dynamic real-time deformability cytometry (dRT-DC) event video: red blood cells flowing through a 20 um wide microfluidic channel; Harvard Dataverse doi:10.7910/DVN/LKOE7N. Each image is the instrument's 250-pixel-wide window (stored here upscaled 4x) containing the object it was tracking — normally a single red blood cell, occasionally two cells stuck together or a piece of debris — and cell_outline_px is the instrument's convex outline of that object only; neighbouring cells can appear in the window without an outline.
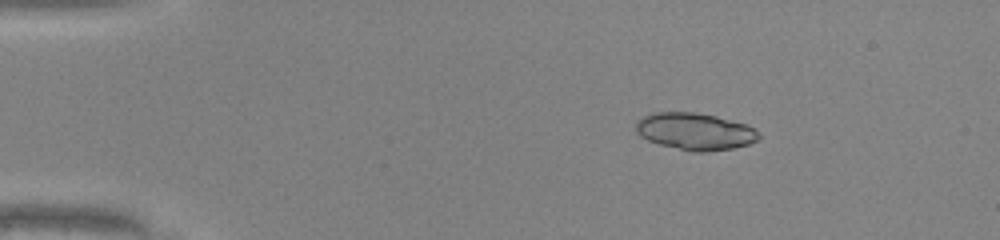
{"species": "common noctule bat (a hibernating species)", "species_latin": "Nyctalus noctula", "temperature_condition": "warm", "stored_images_in_passage": 45, "camera_frame_rate_fps": 3000, "um_per_image_px": 0.085, "animal": {"sex": "male", "body_mass_g": 20.0, "forearm_length_mm": 53.3}, "frame": {"image": 1, "passage_image": 4, "time_ms": 1.0, "image_size_px": [1000, 240], "cell_outline_px": [[760, 140], [748, 144], [732, 148], [704, 152], [692, 152], [660, 144], [648, 140], [640, 136], [636, 132], [636, 120], [652, 112], [696, 112], [716, 116], [748, 124], [760, 132]], "centroid_in_image_um": [59.1, 11.16], "position_along_channel_um": 25.9, "area_um2": 26.76}}